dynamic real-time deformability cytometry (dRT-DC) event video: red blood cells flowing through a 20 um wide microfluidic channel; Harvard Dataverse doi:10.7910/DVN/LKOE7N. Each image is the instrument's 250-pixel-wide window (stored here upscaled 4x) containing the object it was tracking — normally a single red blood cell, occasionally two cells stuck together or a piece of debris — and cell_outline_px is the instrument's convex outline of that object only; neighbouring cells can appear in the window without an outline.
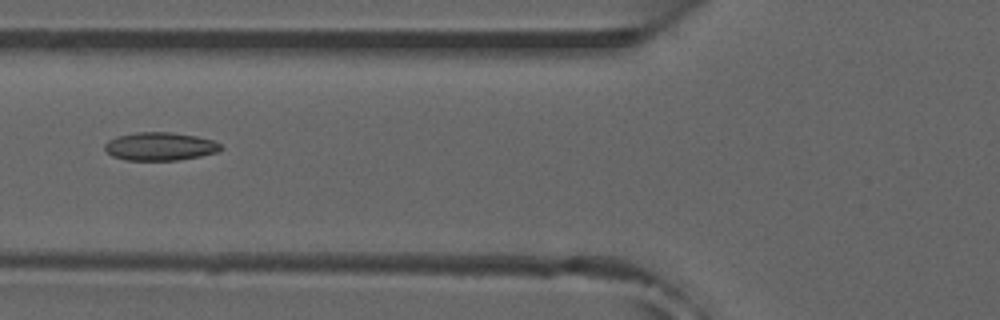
{"species": "common noctule bat (a hibernating species)", "species_latin": "Nyctalus noctula", "temperature_condition": "room temperature", "stored_images_in_passage": 34, "camera_frame_rate_fps": 3000, "um_per_image_px": 0.085, "animal": {"sex": "male", "forearm_length_mm": 52.5}, "frame": {"image": 1, "passage_image": 6, "time_ms": 1.667, "image_size_px": [1000, 320], "cell_outline_px": [[224, 148], [216, 152], [200, 156], [176, 160], [128, 160], [112, 156], [104, 148], [104, 144], [108, 140], [116, 136], [136, 132], [172, 132], [196, 136], [212, 140], [220, 144]], "centroid_in_image_um": [13.58, 12.43], "position_along_channel_um": 112.2, "area_um2": 19.02}, "authors_computed_cell_mechanics": {"area_um2": 18.1781, "velocity_mm_per_s": 3.9573, "shape_relaxation_time_tau1_ms": null, "shape_relaxation_time_tau2_ms": 2.3221, "deformation_change_tau1": null, "deformation_change_tau2": 0.0824}}